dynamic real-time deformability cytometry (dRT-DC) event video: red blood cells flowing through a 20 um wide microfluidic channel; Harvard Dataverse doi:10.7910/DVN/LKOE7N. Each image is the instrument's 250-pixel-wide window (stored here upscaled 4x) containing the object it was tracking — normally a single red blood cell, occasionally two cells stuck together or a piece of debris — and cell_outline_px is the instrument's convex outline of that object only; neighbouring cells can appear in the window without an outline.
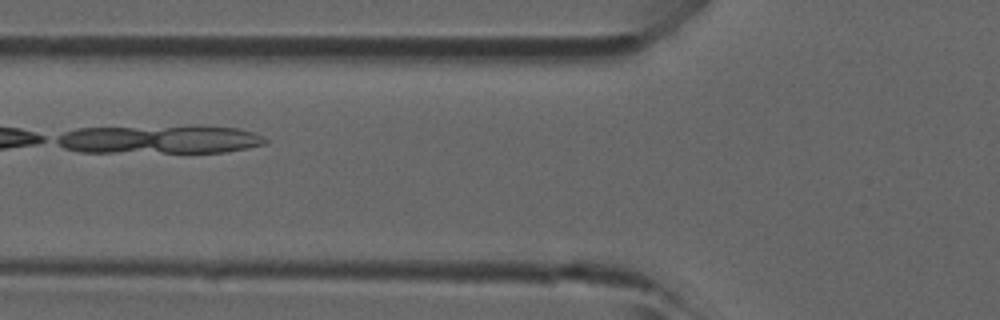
{"species": "common noctule bat (a hibernating species)", "species_latin": "Nyctalus noctula", "temperature_condition": "room temperature", "stored_images_in_passage": 5, "camera_frame_rate_fps": 3000, "um_per_image_px": 0.085, "animal": {"sex": "male", "forearm_length_mm": 52.5}, "frame": {"image": 1, "passage_image": 5, "time_ms": 1.333, "image_size_px": [1000, 320], "cell_outline_px": [[268, 140], [264, 144], [248, 148], [224, 152], [80, 152], [64, 148], [52, 140], [56, 136], [64, 132], [76, 128], [188, 124], [200, 124], [236, 128], [252, 132], [264, 136]], "centroid_in_image_um": [13.53, 11.81], "position_along_channel_um": 112.3, "area_um2": 35.84}}